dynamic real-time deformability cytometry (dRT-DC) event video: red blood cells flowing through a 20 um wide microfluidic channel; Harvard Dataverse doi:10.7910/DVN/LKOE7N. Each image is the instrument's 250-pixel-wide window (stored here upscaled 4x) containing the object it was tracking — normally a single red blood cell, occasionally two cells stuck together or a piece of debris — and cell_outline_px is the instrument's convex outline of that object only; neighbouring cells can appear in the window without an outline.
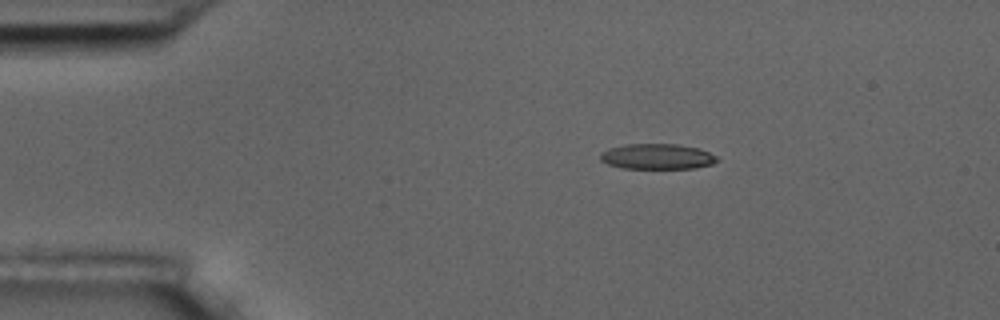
{"species": "common noctule bat (a hibernating species)", "species_latin": "Nyctalus noctula", "temperature_condition": "room temperature", "stored_images_in_passage": 8, "camera_frame_rate_fps": 3000, "um_per_image_px": 0.085, "animal": {"sex": "male", "body_mass_g": 17.5, "forearm_length_mm": 52.3}, "frame": {"image": 1, "passage_image": 3, "time_ms": 2.333, "image_size_px": [1000, 320], "cell_outline_px": [[720, 160], [712, 164], [696, 168], [624, 168], [608, 164], [600, 160], [600, 152], [608, 148], [624, 144], [676, 144], [700, 148], [716, 156]], "centroid_in_image_um": [55.86, 13.3], "position_along_channel_um": 29.1, "area_um2": 17.4}}
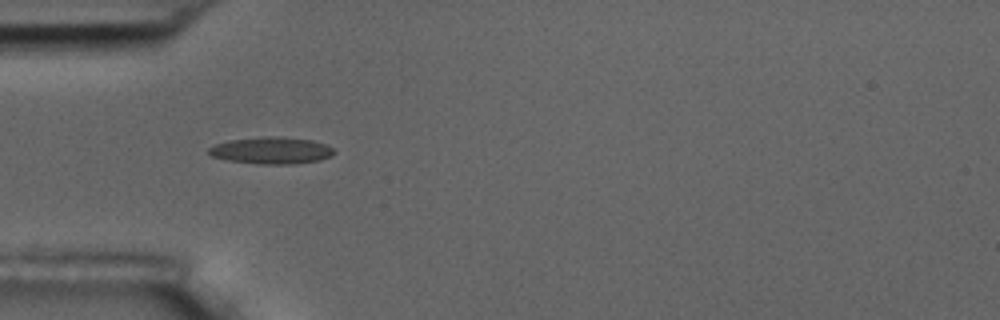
{"frame": {"image": 2, "passage_image": 5, "time_ms": 4.667, "image_size_px": [1000, 320], "cell_outline_px": [[336, 152], [332, 156], [320, 160], [292, 164], [260, 164], [228, 160], [212, 156], [208, 152], [208, 148], [216, 144], [228, 140], [260, 136], [276, 136], [312, 140], [324, 144], [332, 148]], "centroid_in_image_um": [23.07, 12.78], "position_along_channel_um": 61.9, "area_um2": 19.65}}
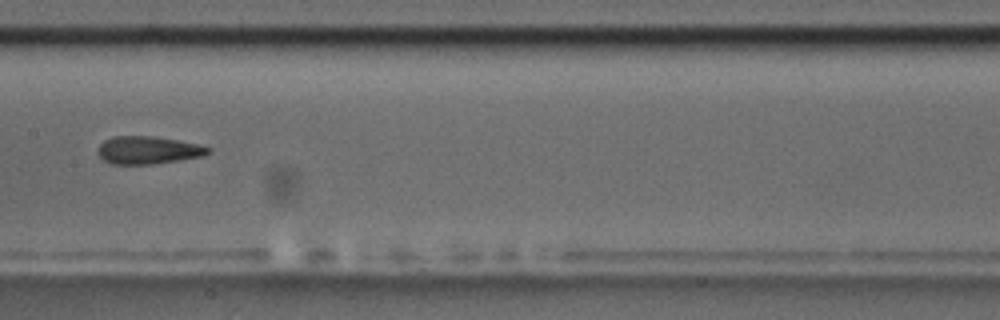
{"frame": {"image": 3, "passage_image": 8, "time_ms": 8.333, "image_size_px": [1000, 320], "cell_outline_px": [[212, 152], [200, 156], [152, 164], [112, 164], [104, 160], [96, 152], [96, 148], [104, 140], [112, 136], [156, 136], [196, 144], [212, 148]], "centroid_in_image_um": [12.53, 12.75], "position_along_channel_um": 194.9, "area_um2": 17.74}}